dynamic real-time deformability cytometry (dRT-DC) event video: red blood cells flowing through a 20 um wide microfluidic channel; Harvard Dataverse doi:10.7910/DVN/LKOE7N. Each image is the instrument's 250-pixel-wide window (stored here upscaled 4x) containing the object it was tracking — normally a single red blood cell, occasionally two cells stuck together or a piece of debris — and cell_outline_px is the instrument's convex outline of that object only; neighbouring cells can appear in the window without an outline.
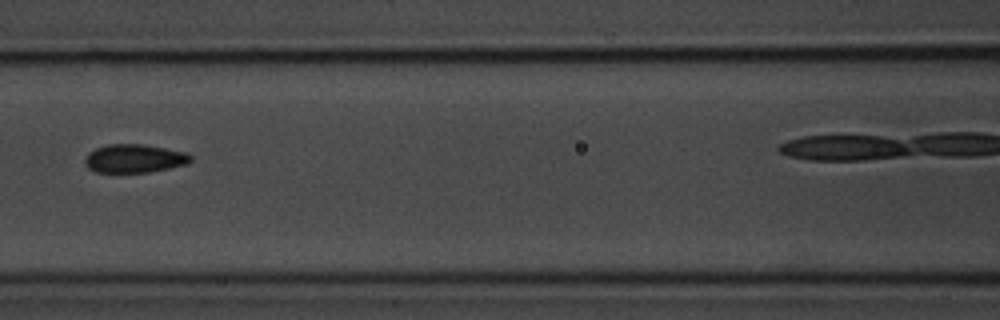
{"species": "common noctule bat (a hibernating species)", "species_latin": "Nyctalus noctula", "temperature_condition": "room temperature", "stored_images_in_passage": 8, "camera_frame_rate_fps": 3000, "um_per_image_px": 0.085, "animal": {"sex": "male", "body_mass_g": 20.1, "forearm_length_mm": 53.5}, "frame": {"image": 1, "passage_image": 4, "time_ms": 3.667, "image_size_px": [1000, 320], "cell_outline_px": [[192, 160], [188, 164], [148, 172], [96, 172], [88, 168], [84, 164], [84, 160], [88, 152], [96, 148], [108, 144], [144, 144], [188, 152], [192, 156]], "centroid_in_image_um": [11.43, 13.46], "position_along_channel_um": 155.2, "area_um2": 17.69}}
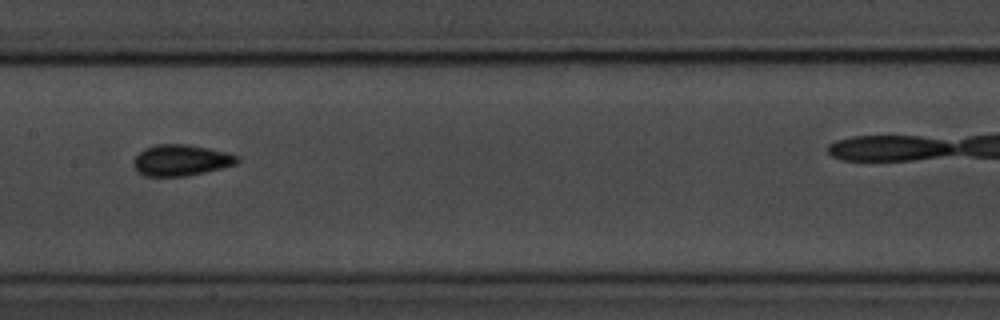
{"frame": {"image": 2, "passage_image": 5, "time_ms": 4.667, "image_size_px": [1000, 320], "cell_outline_px": [[240, 160], [236, 164], [204, 172], [184, 176], [144, 176], [136, 172], [132, 168], [132, 160], [144, 148], [156, 144], [188, 144], [228, 152], [240, 156]], "centroid_in_image_um": [15.35, 13.61], "position_along_channel_um": 192.1, "area_um2": 19.07}}